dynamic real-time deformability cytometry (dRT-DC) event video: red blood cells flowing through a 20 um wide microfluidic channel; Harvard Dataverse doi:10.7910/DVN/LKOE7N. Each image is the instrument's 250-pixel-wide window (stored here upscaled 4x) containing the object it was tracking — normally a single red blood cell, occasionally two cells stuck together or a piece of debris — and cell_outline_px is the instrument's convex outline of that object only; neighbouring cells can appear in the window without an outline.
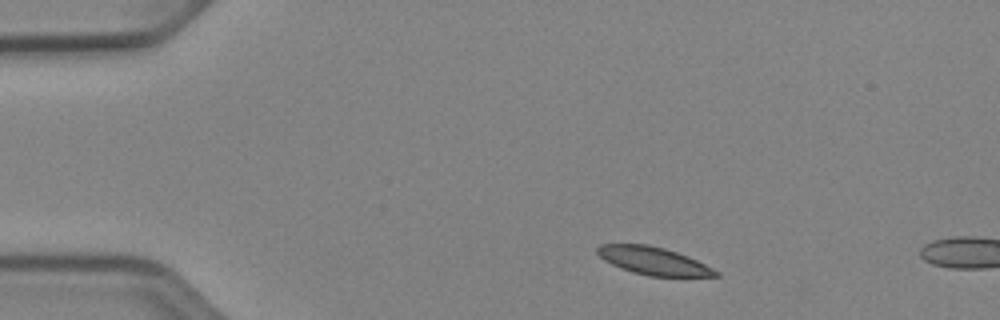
{"species": "Egyptian fruit bat (a non-hibernating species)", "species_latin": "Rousettus aegyptiacus", "temperature_condition": "cold", "stored_images_in_passage": 4, "camera_frame_rate_fps": 3000, "um_per_image_px": 0.085, "animal": {"sex": "female"}, "frame": {"image": 1, "passage_image": 1, "time_ms": 0.0, "image_size_px": [1000, 320], "cell_outline_px": [[720, 276], [648, 276], [632, 272], [620, 268], [604, 260], [596, 252], [596, 248], [600, 244], [648, 244], [664, 248], [688, 256], [720, 272]], "centroid_in_image_um": [55.52, 22.17], "position_along_channel_um": 29.5, "area_um2": 19.07}}